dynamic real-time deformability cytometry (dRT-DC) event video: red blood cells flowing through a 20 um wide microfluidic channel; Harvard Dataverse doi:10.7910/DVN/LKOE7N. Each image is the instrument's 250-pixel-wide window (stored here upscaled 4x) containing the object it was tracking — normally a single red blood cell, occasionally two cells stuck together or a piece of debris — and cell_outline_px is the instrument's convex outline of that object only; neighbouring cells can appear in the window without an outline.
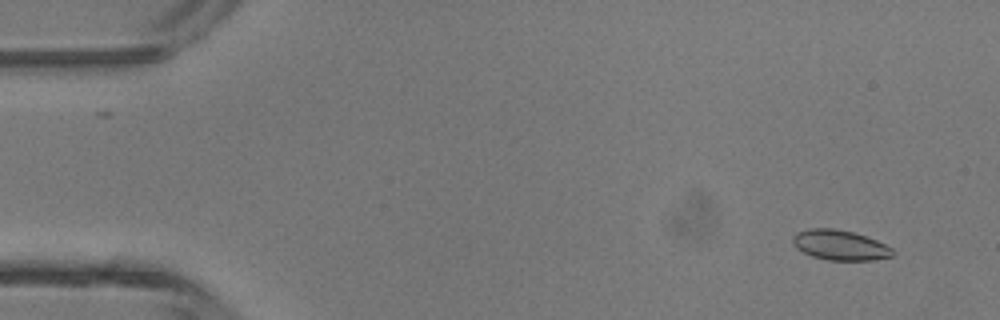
{"species": "common noctule bat (a hibernating species)", "species_latin": "Nyctalus noctula", "temperature_condition": "room temperature", "stored_images_in_passage": 5, "camera_frame_rate_fps": 3000, "um_per_image_px": 0.085, "animal": {"sex": "male", "body_mass_g": 13.3}, "frame": {"image": 1, "passage_image": 2, "time_ms": 0.333, "image_size_px": [1000, 320], "cell_outline_px": [[892, 256], [876, 260], [828, 260], [812, 256], [796, 248], [792, 244], [792, 236], [796, 232], [812, 228], [832, 228], [852, 232], [876, 240], [892, 248]], "centroid_in_image_um": [71.35, 20.83], "position_along_channel_um": 13.6, "area_um2": 17.4}}